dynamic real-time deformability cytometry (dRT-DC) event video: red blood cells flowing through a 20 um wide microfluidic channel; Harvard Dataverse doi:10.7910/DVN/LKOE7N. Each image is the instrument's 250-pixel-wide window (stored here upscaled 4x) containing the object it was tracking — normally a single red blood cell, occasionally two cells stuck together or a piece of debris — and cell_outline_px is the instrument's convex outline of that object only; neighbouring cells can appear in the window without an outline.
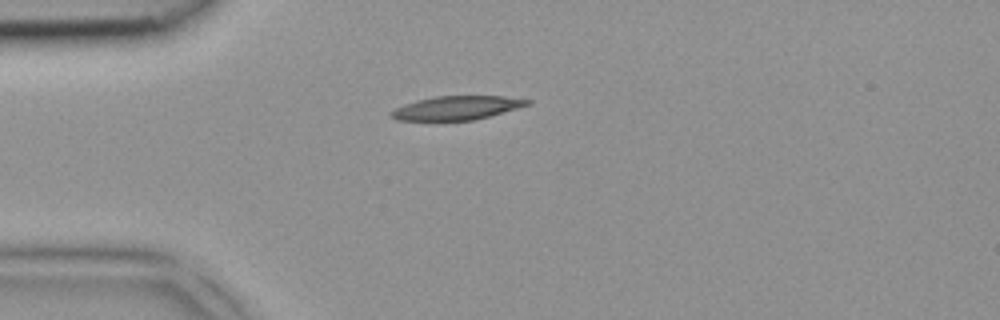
{"species": "common noctule bat (a hibernating species)", "species_latin": "Nyctalus noctula", "temperature_condition": "room temperature", "stored_images_in_passage": 2, "camera_frame_rate_fps": 3000, "um_per_image_px": 0.085, "animal": {"sex": "female", "body_mass_g": 18.4}, "frame": {"image": 1, "passage_image": 1, "time_ms": 0.0, "image_size_px": [1000, 320], "cell_outline_px": [[532, 104], [488, 116], [472, 120], [396, 120], [388, 112], [404, 104], [416, 100], [436, 96], [504, 96], [532, 100]], "centroid_in_image_um": [38.83, 9.16], "position_along_channel_um": 46.2, "area_um2": 18.73}}